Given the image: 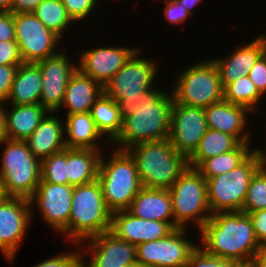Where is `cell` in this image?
Returning a JSON list of instances; mask_svg holds the SVG:
<instances>
[{"mask_svg":"<svg viewBox=\"0 0 266 267\" xmlns=\"http://www.w3.org/2000/svg\"><path fill=\"white\" fill-rule=\"evenodd\" d=\"M125 267H142L138 263H133L131 265L125 266Z\"/></svg>","mask_w":266,"mask_h":267,"instance_id":"db71d44e","label":"cell"},{"mask_svg":"<svg viewBox=\"0 0 266 267\" xmlns=\"http://www.w3.org/2000/svg\"><path fill=\"white\" fill-rule=\"evenodd\" d=\"M0 164V183L5 196L30 199L41 180V160L26 141L6 139Z\"/></svg>","mask_w":266,"mask_h":267,"instance_id":"8992f818","label":"cell"},{"mask_svg":"<svg viewBox=\"0 0 266 267\" xmlns=\"http://www.w3.org/2000/svg\"><path fill=\"white\" fill-rule=\"evenodd\" d=\"M0 41H15L14 13L0 11Z\"/></svg>","mask_w":266,"mask_h":267,"instance_id":"ee69618b","label":"cell"},{"mask_svg":"<svg viewBox=\"0 0 266 267\" xmlns=\"http://www.w3.org/2000/svg\"><path fill=\"white\" fill-rule=\"evenodd\" d=\"M6 110V131L10 140L25 141L49 113L41 104L10 105ZM8 111V112H7Z\"/></svg>","mask_w":266,"mask_h":267,"instance_id":"484cf974","label":"cell"},{"mask_svg":"<svg viewBox=\"0 0 266 267\" xmlns=\"http://www.w3.org/2000/svg\"><path fill=\"white\" fill-rule=\"evenodd\" d=\"M169 91L154 86L138 104L123 111L121 132L110 146L127 150L136 144L168 139L174 103L173 93Z\"/></svg>","mask_w":266,"mask_h":267,"instance_id":"6da1fadb","label":"cell"},{"mask_svg":"<svg viewBox=\"0 0 266 267\" xmlns=\"http://www.w3.org/2000/svg\"><path fill=\"white\" fill-rule=\"evenodd\" d=\"M260 34L249 44L236 47L230 55L212 59L219 71L222 88L248 75L256 61L265 53L266 34Z\"/></svg>","mask_w":266,"mask_h":267,"instance_id":"44dd1931","label":"cell"},{"mask_svg":"<svg viewBox=\"0 0 266 267\" xmlns=\"http://www.w3.org/2000/svg\"><path fill=\"white\" fill-rule=\"evenodd\" d=\"M52 184H68L67 148L41 161V180Z\"/></svg>","mask_w":266,"mask_h":267,"instance_id":"836d02e7","label":"cell"},{"mask_svg":"<svg viewBox=\"0 0 266 267\" xmlns=\"http://www.w3.org/2000/svg\"><path fill=\"white\" fill-rule=\"evenodd\" d=\"M135 217L169 222L175 229L172 200L168 189L143 187L127 209Z\"/></svg>","mask_w":266,"mask_h":267,"instance_id":"603a6c76","label":"cell"},{"mask_svg":"<svg viewBox=\"0 0 266 267\" xmlns=\"http://www.w3.org/2000/svg\"><path fill=\"white\" fill-rule=\"evenodd\" d=\"M42 82L36 63H22L15 73L6 105L40 104Z\"/></svg>","mask_w":266,"mask_h":267,"instance_id":"d4e9b609","label":"cell"},{"mask_svg":"<svg viewBox=\"0 0 266 267\" xmlns=\"http://www.w3.org/2000/svg\"><path fill=\"white\" fill-rule=\"evenodd\" d=\"M169 190L174 224L188 229L189 222L199 231L212 213L208 205L206 179L192 167L178 177Z\"/></svg>","mask_w":266,"mask_h":267,"instance_id":"52a82bcc","label":"cell"},{"mask_svg":"<svg viewBox=\"0 0 266 267\" xmlns=\"http://www.w3.org/2000/svg\"><path fill=\"white\" fill-rule=\"evenodd\" d=\"M64 122L66 148L104 150L99 139L104 137L98 131L90 112L66 115Z\"/></svg>","mask_w":266,"mask_h":267,"instance_id":"4316f807","label":"cell"},{"mask_svg":"<svg viewBox=\"0 0 266 267\" xmlns=\"http://www.w3.org/2000/svg\"><path fill=\"white\" fill-rule=\"evenodd\" d=\"M258 169L256 156L252 153L229 173L207 179V199L211 213L242 211L250 180Z\"/></svg>","mask_w":266,"mask_h":267,"instance_id":"30bf717a","label":"cell"},{"mask_svg":"<svg viewBox=\"0 0 266 267\" xmlns=\"http://www.w3.org/2000/svg\"><path fill=\"white\" fill-rule=\"evenodd\" d=\"M18 67L19 65H0V103L6 104Z\"/></svg>","mask_w":266,"mask_h":267,"instance_id":"60d3db41","label":"cell"},{"mask_svg":"<svg viewBox=\"0 0 266 267\" xmlns=\"http://www.w3.org/2000/svg\"><path fill=\"white\" fill-rule=\"evenodd\" d=\"M249 143H240L234 150L204 160L196 169L207 180L211 177L229 173L242 164L251 154Z\"/></svg>","mask_w":266,"mask_h":267,"instance_id":"4dcf8cb0","label":"cell"},{"mask_svg":"<svg viewBox=\"0 0 266 267\" xmlns=\"http://www.w3.org/2000/svg\"><path fill=\"white\" fill-rule=\"evenodd\" d=\"M127 151L135 160L143 187L170 189L188 167V158L169 139L136 144Z\"/></svg>","mask_w":266,"mask_h":267,"instance_id":"277c9868","label":"cell"},{"mask_svg":"<svg viewBox=\"0 0 266 267\" xmlns=\"http://www.w3.org/2000/svg\"><path fill=\"white\" fill-rule=\"evenodd\" d=\"M248 77L256 85L258 91L265 96L266 94V54L264 53L255 63Z\"/></svg>","mask_w":266,"mask_h":267,"instance_id":"b9f144b4","label":"cell"},{"mask_svg":"<svg viewBox=\"0 0 266 267\" xmlns=\"http://www.w3.org/2000/svg\"><path fill=\"white\" fill-rule=\"evenodd\" d=\"M266 209V172L257 170L252 176L242 211L245 214Z\"/></svg>","mask_w":266,"mask_h":267,"instance_id":"e575fe53","label":"cell"},{"mask_svg":"<svg viewBox=\"0 0 266 267\" xmlns=\"http://www.w3.org/2000/svg\"><path fill=\"white\" fill-rule=\"evenodd\" d=\"M62 4L66 8V11L69 17L73 20V22L78 23V21H82L91 16V13L97 5L98 0H61Z\"/></svg>","mask_w":266,"mask_h":267,"instance_id":"8d00e7d4","label":"cell"},{"mask_svg":"<svg viewBox=\"0 0 266 267\" xmlns=\"http://www.w3.org/2000/svg\"><path fill=\"white\" fill-rule=\"evenodd\" d=\"M166 2L164 10L165 19L169 24H183L189 16H191L187 9L178 3L176 0H164Z\"/></svg>","mask_w":266,"mask_h":267,"instance_id":"ab89813d","label":"cell"},{"mask_svg":"<svg viewBox=\"0 0 266 267\" xmlns=\"http://www.w3.org/2000/svg\"><path fill=\"white\" fill-rule=\"evenodd\" d=\"M252 153L256 156L259 170L266 172V150L258 147L252 149Z\"/></svg>","mask_w":266,"mask_h":267,"instance_id":"7dc6e473","label":"cell"},{"mask_svg":"<svg viewBox=\"0 0 266 267\" xmlns=\"http://www.w3.org/2000/svg\"><path fill=\"white\" fill-rule=\"evenodd\" d=\"M15 41L24 63H36L56 55L61 38L33 12L14 13Z\"/></svg>","mask_w":266,"mask_h":267,"instance_id":"7c38bea8","label":"cell"},{"mask_svg":"<svg viewBox=\"0 0 266 267\" xmlns=\"http://www.w3.org/2000/svg\"><path fill=\"white\" fill-rule=\"evenodd\" d=\"M73 189L74 187L68 184L40 181L34 195L29 199L32 217L35 214L33 210L38 208L43 223L60 234L69 222Z\"/></svg>","mask_w":266,"mask_h":267,"instance_id":"9a60e30c","label":"cell"},{"mask_svg":"<svg viewBox=\"0 0 266 267\" xmlns=\"http://www.w3.org/2000/svg\"><path fill=\"white\" fill-rule=\"evenodd\" d=\"M15 0H0V11L12 12Z\"/></svg>","mask_w":266,"mask_h":267,"instance_id":"f907efd6","label":"cell"},{"mask_svg":"<svg viewBox=\"0 0 266 267\" xmlns=\"http://www.w3.org/2000/svg\"><path fill=\"white\" fill-rule=\"evenodd\" d=\"M204 112L209 129L232 135L240 143L251 142V129L247 130L246 127L248 115L253 112L247 107L222 99L205 108Z\"/></svg>","mask_w":266,"mask_h":267,"instance_id":"ffe728a7","label":"cell"},{"mask_svg":"<svg viewBox=\"0 0 266 267\" xmlns=\"http://www.w3.org/2000/svg\"><path fill=\"white\" fill-rule=\"evenodd\" d=\"M236 267H256L255 263L251 261L240 262Z\"/></svg>","mask_w":266,"mask_h":267,"instance_id":"816d5d0a","label":"cell"},{"mask_svg":"<svg viewBox=\"0 0 266 267\" xmlns=\"http://www.w3.org/2000/svg\"><path fill=\"white\" fill-rule=\"evenodd\" d=\"M90 114L98 131L103 137H107L105 141H108L110 145L122 129V108L114 99L103 92L91 107Z\"/></svg>","mask_w":266,"mask_h":267,"instance_id":"f1b7e54d","label":"cell"},{"mask_svg":"<svg viewBox=\"0 0 266 267\" xmlns=\"http://www.w3.org/2000/svg\"><path fill=\"white\" fill-rule=\"evenodd\" d=\"M240 142L232 135L208 129L188 157V167L197 168L204 160L234 150Z\"/></svg>","mask_w":266,"mask_h":267,"instance_id":"f546056e","label":"cell"},{"mask_svg":"<svg viewBox=\"0 0 266 267\" xmlns=\"http://www.w3.org/2000/svg\"><path fill=\"white\" fill-rule=\"evenodd\" d=\"M174 79L171 91L177 104L205 109L223 99L220 74L212 59L190 65Z\"/></svg>","mask_w":266,"mask_h":267,"instance_id":"ba28073f","label":"cell"},{"mask_svg":"<svg viewBox=\"0 0 266 267\" xmlns=\"http://www.w3.org/2000/svg\"><path fill=\"white\" fill-rule=\"evenodd\" d=\"M35 16L61 39L73 20L69 17L61 0H43L33 11Z\"/></svg>","mask_w":266,"mask_h":267,"instance_id":"d6a6232c","label":"cell"},{"mask_svg":"<svg viewBox=\"0 0 266 267\" xmlns=\"http://www.w3.org/2000/svg\"><path fill=\"white\" fill-rule=\"evenodd\" d=\"M7 138L6 131V116H5V103H0V143Z\"/></svg>","mask_w":266,"mask_h":267,"instance_id":"bcb514c9","label":"cell"},{"mask_svg":"<svg viewBox=\"0 0 266 267\" xmlns=\"http://www.w3.org/2000/svg\"><path fill=\"white\" fill-rule=\"evenodd\" d=\"M102 152L104 150L67 148L68 185L74 187L97 180Z\"/></svg>","mask_w":266,"mask_h":267,"instance_id":"83f0119b","label":"cell"},{"mask_svg":"<svg viewBox=\"0 0 266 267\" xmlns=\"http://www.w3.org/2000/svg\"><path fill=\"white\" fill-rule=\"evenodd\" d=\"M31 220L29 199L5 196L0 202V251L9 263L14 262Z\"/></svg>","mask_w":266,"mask_h":267,"instance_id":"4fadbf2b","label":"cell"},{"mask_svg":"<svg viewBox=\"0 0 266 267\" xmlns=\"http://www.w3.org/2000/svg\"><path fill=\"white\" fill-rule=\"evenodd\" d=\"M19 47L16 41H0V65H21Z\"/></svg>","mask_w":266,"mask_h":267,"instance_id":"f35d334b","label":"cell"},{"mask_svg":"<svg viewBox=\"0 0 266 267\" xmlns=\"http://www.w3.org/2000/svg\"><path fill=\"white\" fill-rule=\"evenodd\" d=\"M136 47H97L80 53L77 68L103 88L138 51Z\"/></svg>","mask_w":266,"mask_h":267,"instance_id":"ac0fdd59","label":"cell"},{"mask_svg":"<svg viewBox=\"0 0 266 267\" xmlns=\"http://www.w3.org/2000/svg\"><path fill=\"white\" fill-rule=\"evenodd\" d=\"M103 92L100 84L77 68L68 82L60 109L66 108V115L90 112L94 102Z\"/></svg>","mask_w":266,"mask_h":267,"instance_id":"cb8c5ba5","label":"cell"},{"mask_svg":"<svg viewBox=\"0 0 266 267\" xmlns=\"http://www.w3.org/2000/svg\"><path fill=\"white\" fill-rule=\"evenodd\" d=\"M178 3H181L185 9L188 10L189 14L192 16L195 12L193 11L195 6H198L203 0H176Z\"/></svg>","mask_w":266,"mask_h":267,"instance_id":"681fc988","label":"cell"},{"mask_svg":"<svg viewBox=\"0 0 266 267\" xmlns=\"http://www.w3.org/2000/svg\"><path fill=\"white\" fill-rule=\"evenodd\" d=\"M263 95L258 91L256 85L248 75L241 77L223 88V99L231 104L247 107L253 114L259 112L258 105ZM258 111V112H257Z\"/></svg>","mask_w":266,"mask_h":267,"instance_id":"1f68e13d","label":"cell"},{"mask_svg":"<svg viewBox=\"0 0 266 267\" xmlns=\"http://www.w3.org/2000/svg\"><path fill=\"white\" fill-rule=\"evenodd\" d=\"M77 252V253H76ZM81 250L63 254H57L52 258H48L33 267H79L81 265Z\"/></svg>","mask_w":266,"mask_h":267,"instance_id":"74e56055","label":"cell"},{"mask_svg":"<svg viewBox=\"0 0 266 267\" xmlns=\"http://www.w3.org/2000/svg\"><path fill=\"white\" fill-rule=\"evenodd\" d=\"M43 0H15L12 13L33 12Z\"/></svg>","mask_w":266,"mask_h":267,"instance_id":"f6af8a7d","label":"cell"},{"mask_svg":"<svg viewBox=\"0 0 266 267\" xmlns=\"http://www.w3.org/2000/svg\"><path fill=\"white\" fill-rule=\"evenodd\" d=\"M69 58L60 50L56 55L36 62L43 78L40 104L56 115L63 103L68 82L77 70L78 63H73Z\"/></svg>","mask_w":266,"mask_h":267,"instance_id":"e0dca14e","label":"cell"},{"mask_svg":"<svg viewBox=\"0 0 266 267\" xmlns=\"http://www.w3.org/2000/svg\"><path fill=\"white\" fill-rule=\"evenodd\" d=\"M240 262L207 253L199 245L191 253L184 267H236Z\"/></svg>","mask_w":266,"mask_h":267,"instance_id":"d590c367","label":"cell"},{"mask_svg":"<svg viewBox=\"0 0 266 267\" xmlns=\"http://www.w3.org/2000/svg\"><path fill=\"white\" fill-rule=\"evenodd\" d=\"M256 237L261 246H266V209L248 213Z\"/></svg>","mask_w":266,"mask_h":267,"instance_id":"7bdbcfd3","label":"cell"},{"mask_svg":"<svg viewBox=\"0 0 266 267\" xmlns=\"http://www.w3.org/2000/svg\"><path fill=\"white\" fill-rule=\"evenodd\" d=\"M80 244L84 247L81 249L83 267H125L137 263L136 246L118 238L110 230Z\"/></svg>","mask_w":266,"mask_h":267,"instance_id":"5bb4252c","label":"cell"},{"mask_svg":"<svg viewBox=\"0 0 266 267\" xmlns=\"http://www.w3.org/2000/svg\"><path fill=\"white\" fill-rule=\"evenodd\" d=\"M112 212L107 208L100 182L74 186L68 225L60 232L65 241L80 243L111 229Z\"/></svg>","mask_w":266,"mask_h":267,"instance_id":"3957f363","label":"cell"},{"mask_svg":"<svg viewBox=\"0 0 266 267\" xmlns=\"http://www.w3.org/2000/svg\"><path fill=\"white\" fill-rule=\"evenodd\" d=\"M199 231V246L223 259L251 261L261 247L252 221L243 211L214 213Z\"/></svg>","mask_w":266,"mask_h":267,"instance_id":"7a4b0ae2","label":"cell"},{"mask_svg":"<svg viewBox=\"0 0 266 267\" xmlns=\"http://www.w3.org/2000/svg\"><path fill=\"white\" fill-rule=\"evenodd\" d=\"M54 114L49 112L25 140L32 154L41 161L66 149L64 121Z\"/></svg>","mask_w":266,"mask_h":267,"instance_id":"7402d4cb","label":"cell"},{"mask_svg":"<svg viewBox=\"0 0 266 267\" xmlns=\"http://www.w3.org/2000/svg\"><path fill=\"white\" fill-rule=\"evenodd\" d=\"M139 50L111 78L103 88L104 93L114 99L123 111H126L154 87L158 76L157 62L153 59L140 57Z\"/></svg>","mask_w":266,"mask_h":267,"instance_id":"9c48e42d","label":"cell"},{"mask_svg":"<svg viewBox=\"0 0 266 267\" xmlns=\"http://www.w3.org/2000/svg\"><path fill=\"white\" fill-rule=\"evenodd\" d=\"M111 149L112 155L108 161L102 152L97 180L100 182L105 204L113 213L127 210L143 185L130 153L127 150Z\"/></svg>","mask_w":266,"mask_h":267,"instance_id":"5b68a950","label":"cell"},{"mask_svg":"<svg viewBox=\"0 0 266 267\" xmlns=\"http://www.w3.org/2000/svg\"><path fill=\"white\" fill-rule=\"evenodd\" d=\"M5 198V194L2 188V184L0 183V202Z\"/></svg>","mask_w":266,"mask_h":267,"instance_id":"f5cc1de1","label":"cell"},{"mask_svg":"<svg viewBox=\"0 0 266 267\" xmlns=\"http://www.w3.org/2000/svg\"><path fill=\"white\" fill-rule=\"evenodd\" d=\"M174 229L169 222L135 217L127 210L112 213L110 231L135 246L164 238Z\"/></svg>","mask_w":266,"mask_h":267,"instance_id":"d6986e66","label":"cell"},{"mask_svg":"<svg viewBox=\"0 0 266 267\" xmlns=\"http://www.w3.org/2000/svg\"><path fill=\"white\" fill-rule=\"evenodd\" d=\"M208 129L203 108L177 104L174 101L168 139L179 153L188 158Z\"/></svg>","mask_w":266,"mask_h":267,"instance_id":"2e32d148","label":"cell"},{"mask_svg":"<svg viewBox=\"0 0 266 267\" xmlns=\"http://www.w3.org/2000/svg\"><path fill=\"white\" fill-rule=\"evenodd\" d=\"M188 230L177 228L164 238L138 244L136 262L142 267H184L199 245L186 237Z\"/></svg>","mask_w":266,"mask_h":267,"instance_id":"8fae6325","label":"cell"},{"mask_svg":"<svg viewBox=\"0 0 266 267\" xmlns=\"http://www.w3.org/2000/svg\"><path fill=\"white\" fill-rule=\"evenodd\" d=\"M252 261L256 267H266V246H261L254 254Z\"/></svg>","mask_w":266,"mask_h":267,"instance_id":"c3c4849f","label":"cell"}]
</instances>
